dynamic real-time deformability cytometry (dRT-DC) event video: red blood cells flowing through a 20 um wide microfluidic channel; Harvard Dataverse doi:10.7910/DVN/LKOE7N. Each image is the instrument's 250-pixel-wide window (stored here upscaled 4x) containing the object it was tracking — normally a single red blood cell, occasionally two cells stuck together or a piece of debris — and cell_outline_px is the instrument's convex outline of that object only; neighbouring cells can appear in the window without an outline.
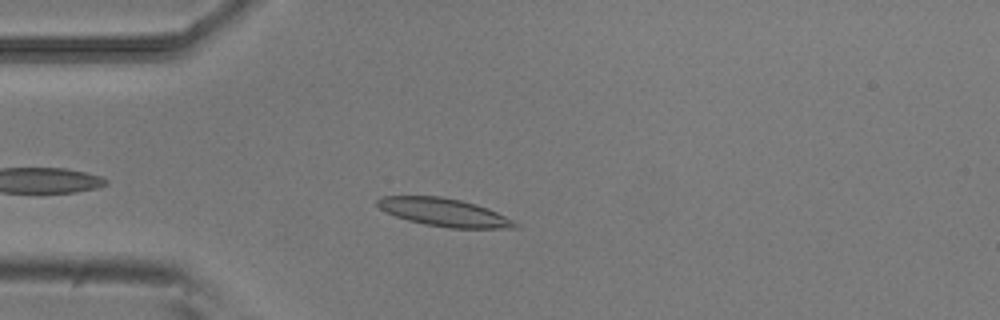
{"species": "common noctule bat (a hibernating species)", "species_latin": "Nyctalus noctula", "temperature_condition": "room temperature", "stored_images_in_passage": 44, "camera_frame_rate_fps": 3000, "um_per_image_px": 0.085, "animal": {"sex": "male", "body_mass_g": 20.5, "forearm_length_mm": 52.5}, "frame": {"image": 1, "passage_image": 6, "time_ms": 1.667, "image_size_px": [1000, 320], "cell_outline_px": [[520, 224], [516, 228], [448, 228], [424, 224], [408, 220], [396, 216], [380, 208], [376, 204], [376, 200], [384, 196], [440, 196], [460, 200], [476, 204], [488, 208]], "centroid_in_image_um": [37.75, 18.05], "position_along_channel_um": 47.2, "area_um2": 22.25}}
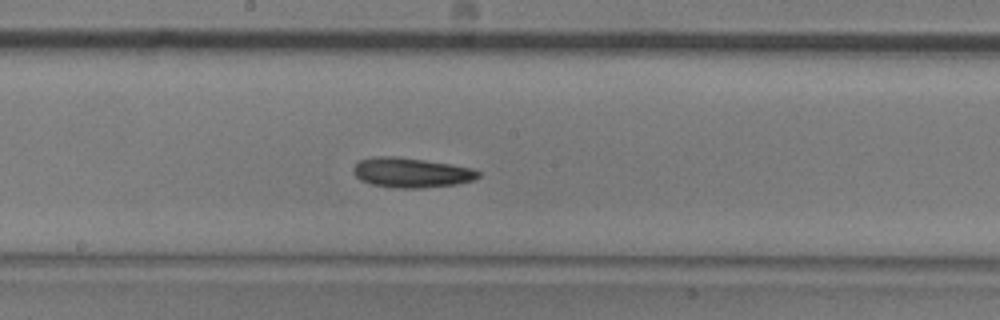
{"frame": {"image": 2, "passage_image": 20, "time_ms": 6.333, "image_size_px": [1000, 320], "cell_outline_px": [[480, 176], [472, 180], [456, 184], [420, 188], [400, 188], [372, 184], [360, 180], [352, 172], [352, 168], [360, 160], [372, 156], [396, 156], [424, 160], [472, 168], [480, 172]], "centroid_in_image_um": [34.92, 14.66], "position_along_channel_um": 213.3, "area_um2": 21.56}}
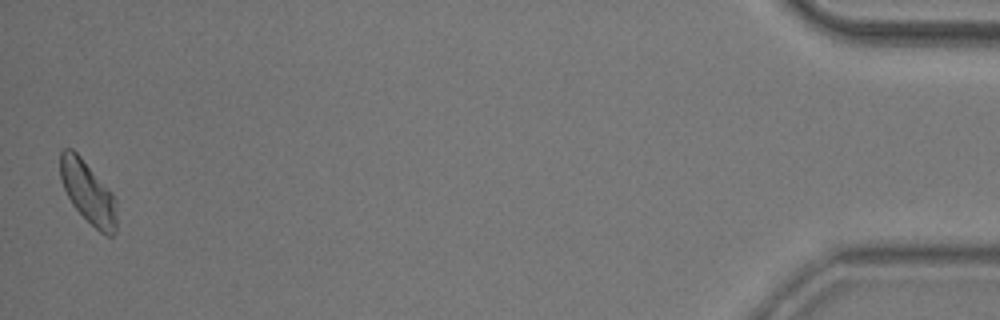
{"frame": {"image": 3, "passage_image": 44, "time_ms": 14.333, "image_size_px": [1000, 320], "cell_outline_px": [[116, 228], [112, 236], [104, 236], [72, 204], [60, 180], [60, 152], [64, 148], [72, 148], [80, 156], [112, 192], [116, 200]], "centroid_in_image_um": [7.48, 16.34], "position_along_channel_um": 427.7, "area_um2": 20.29}, "authors_computed_cell_mechanics": {"area_um2": 20.7791, "velocity_mm_per_s": 3.8387, "shape_relaxation_time_tau1_ms": 6.1012, "shape_relaxation_time_tau2_ms": 5.845, "deformation_change_tau1": 0.125, "deformation_change_tau2": 0.1325}}